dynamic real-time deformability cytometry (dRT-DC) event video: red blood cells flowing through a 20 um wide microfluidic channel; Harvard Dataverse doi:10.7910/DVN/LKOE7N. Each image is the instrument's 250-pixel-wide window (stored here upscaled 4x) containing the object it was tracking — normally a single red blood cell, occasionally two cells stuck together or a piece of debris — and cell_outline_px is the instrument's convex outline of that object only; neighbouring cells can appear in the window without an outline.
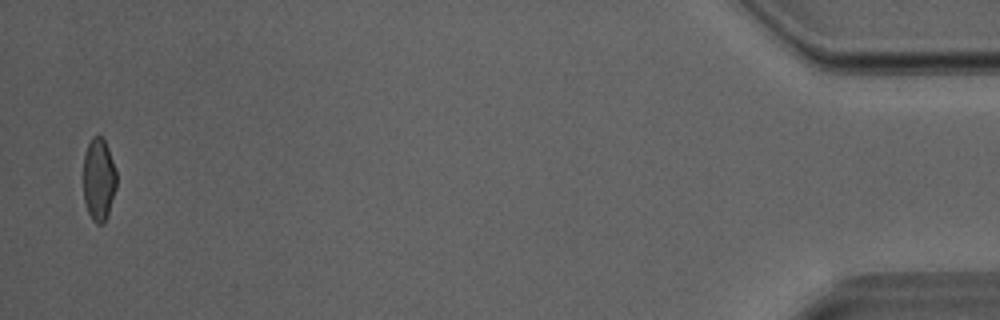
{"species": "Egyptian fruit bat (a non-hibernating species)", "species_latin": "Rousettus aegyptiacus", "temperature_condition": "room temperature", "stored_images_in_passage": 39, "camera_frame_rate_fps": 3000, "um_per_image_px": 0.085, "animal": {"sex": "male"}, "frame": {"image": 1, "passage_image": 39, "time_ms": 12.667, "image_size_px": [1000, 320], "cell_outline_px": [[116, 188], [108, 216], [104, 224], [96, 224], [92, 220], [88, 212], [84, 200], [84, 156], [88, 144], [92, 136], [104, 136], [116, 168]], "centroid_in_image_um": [8.41, 15.25], "position_along_channel_um": 426.8, "area_um2": 16.24}}